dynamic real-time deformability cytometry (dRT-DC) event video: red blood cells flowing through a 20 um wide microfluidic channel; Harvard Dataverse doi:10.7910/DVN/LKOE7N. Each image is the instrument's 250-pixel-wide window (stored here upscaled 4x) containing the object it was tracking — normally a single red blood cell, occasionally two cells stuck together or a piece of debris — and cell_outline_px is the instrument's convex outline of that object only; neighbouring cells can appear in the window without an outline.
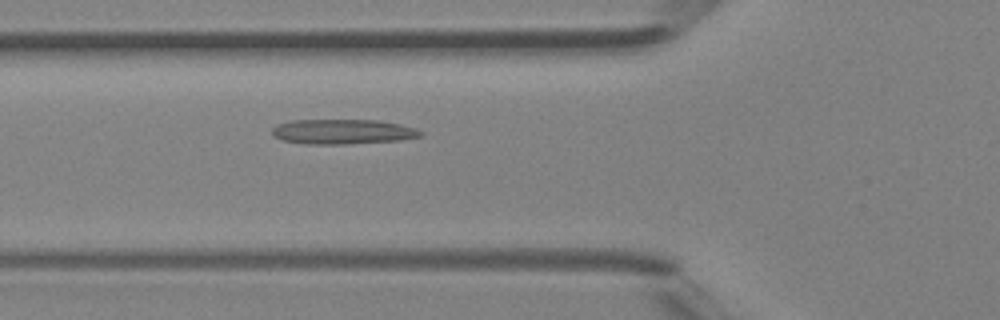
{"species": "Egyptian fruit bat (a non-hibernating species)", "species_latin": "Rousettus aegyptiacus", "temperature_condition": "room temperature", "stored_images_in_passage": 43, "camera_frame_rate_fps": 3000, "um_per_image_px": 0.085, "animal": {"sex": "female"}, "frame": {"image": 1, "passage_image": 13, "time_ms": 4.0, "image_size_px": [1000, 320], "cell_outline_px": [[424, 132], [420, 136], [400, 140], [344, 144], [304, 144], [284, 140], [276, 136], [272, 132], [272, 128], [276, 124], [288, 120], [380, 120], [400, 124], [416, 128]], "centroid_in_image_um": [29.13, 11.18], "position_along_channel_um": 96.7, "area_um2": 21.56}}
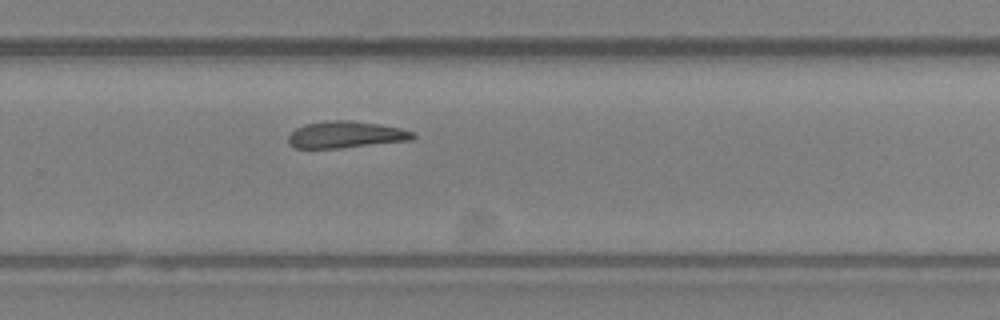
{"frame": {"image": 2, "passage_image": 27, "time_ms": 8.667, "image_size_px": [1000, 320], "cell_outline_px": [[416, 136], [412, 140], [340, 148], [296, 148], [288, 144], [288, 136], [296, 128], [304, 124], [324, 120], [352, 120], [380, 124], [400, 128], [416, 132]], "centroid_in_image_um": [29.4, 11.43], "position_along_channel_um": 300.4, "area_um2": 19.65}}
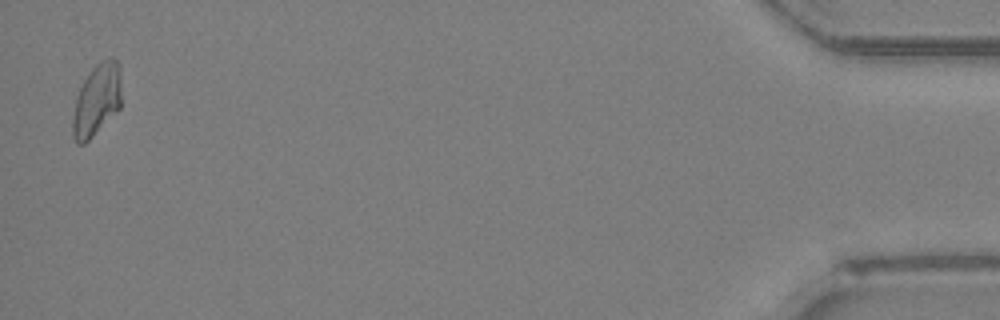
{"frame": {"image": 3, "passage_image": 42, "time_ms": 13.667, "image_size_px": [1000, 320], "cell_outline_px": [[120, 108], [84, 144], [76, 144], [72, 136], [72, 120], [76, 96], [84, 80], [92, 68], [100, 60], [112, 56], [120, 64]], "centroid_in_image_um": [8.21, 8.48], "position_along_channel_um": 427.0, "area_um2": 20.46}, "authors_computed_cell_mechanics": {"area_um2": 20.1144, "velocity_mm_per_s": 4.3816, "shape_relaxation_time_tau1_ms": 5.2203, "shape_relaxation_time_tau2_ms": 4.9319, "deformation_change_tau1": 0.1894, "deformation_change_tau2": 0.1669}}